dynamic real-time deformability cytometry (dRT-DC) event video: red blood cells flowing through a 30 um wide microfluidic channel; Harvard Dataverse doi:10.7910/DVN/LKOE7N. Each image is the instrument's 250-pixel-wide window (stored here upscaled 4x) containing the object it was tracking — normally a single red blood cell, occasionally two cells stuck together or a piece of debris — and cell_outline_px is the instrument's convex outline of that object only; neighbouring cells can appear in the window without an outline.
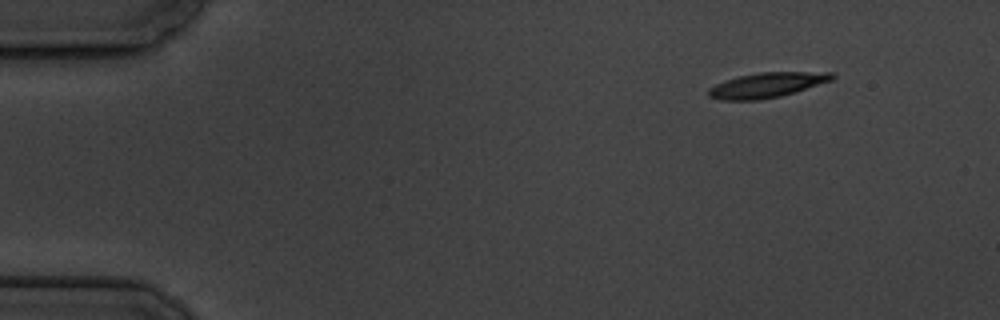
{"species": "common noctule bat (a hibernating species)", "species_latin": "Nyctalus noctula", "temperature_condition": "cold", "stored_images_in_passage": 14, "camera_frame_rate_fps": 3000, "um_per_image_px": 0.085, "animal": {"sex": "male", "body_mass_g": 19.5, "forearm_length_mm": 54.6}, "frame": {"image": 1, "passage_image": 1, "time_ms": 0.0, "image_size_px": [1000, 320], "cell_outline_px": [[836, 76], [832, 80], [796, 92], [780, 96], [760, 100], [720, 100], [708, 96], [708, 88], [716, 84], [740, 76], [760, 72], [836, 72]], "centroid_in_image_um": [65.22, 7.23], "position_along_channel_um": 19.8, "area_um2": 17.98}}
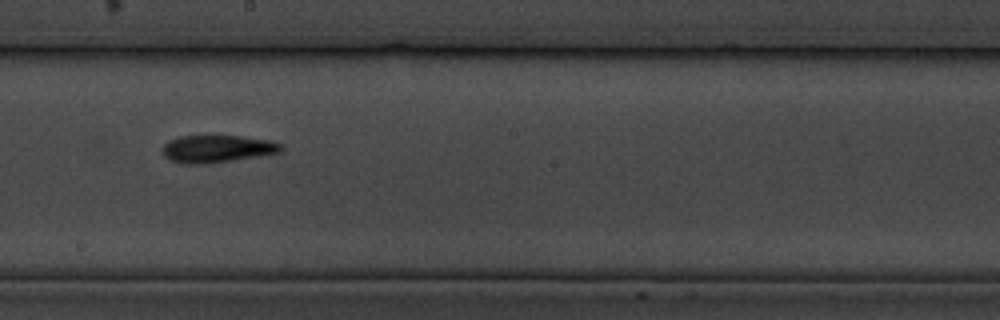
{"frame": {"image": 2, "passage_image": 8, "time_ms": 9.0, "image_size_px": [1000, 320], "cell_outline_px": [[284, 148], [280, 152], [260, 156], [204, 164], [180, 164], [168, 160], [164, 156], [164, 144], [168, 140], [180, 136], [240, 136], [272, 140], [284, 144]], "centroid_in_image_um": [18.48, 12.65], "position_along_channel_um": 229.7, "area_um2": 19.13}}
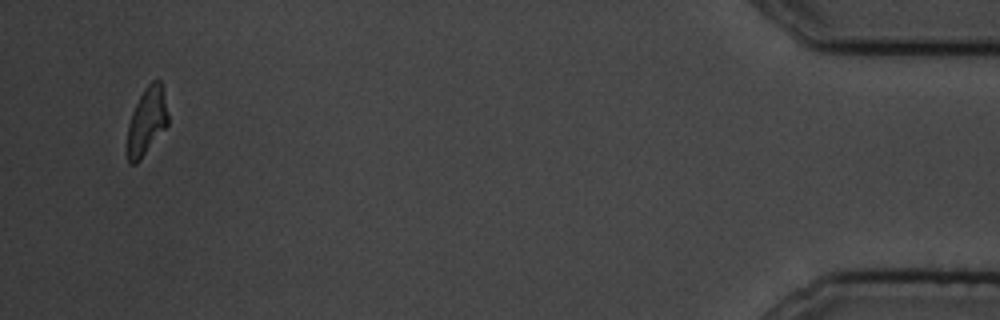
{"frame": {"image": 3, "passage_image": 14, "time_ms": 17.0, "image_size_px": [1000, 320], "cell_outline_px": [[168, 124], [140, 160], [136, 164], [128, 164], [128, 124], [132, 112], [144, 88], [152, 80], [160, 80], [168, 112]], "centroid_in_image_um": [12.47, 10.3], "position_along_channel_um": 422.7, "area_um2": 15.78}, "authors_computed_cell_mechanics": {"area_um2": 18.1203, "velocity_mm_per_s": 3.3718, "shape_relaxation_time_tau1_ms": 3.9794, "shape_relaxation_time_tau2_ms": 2.1883, "deformation_change_tau1": 0.1258, "deformation_change_tau2": 0.074}}